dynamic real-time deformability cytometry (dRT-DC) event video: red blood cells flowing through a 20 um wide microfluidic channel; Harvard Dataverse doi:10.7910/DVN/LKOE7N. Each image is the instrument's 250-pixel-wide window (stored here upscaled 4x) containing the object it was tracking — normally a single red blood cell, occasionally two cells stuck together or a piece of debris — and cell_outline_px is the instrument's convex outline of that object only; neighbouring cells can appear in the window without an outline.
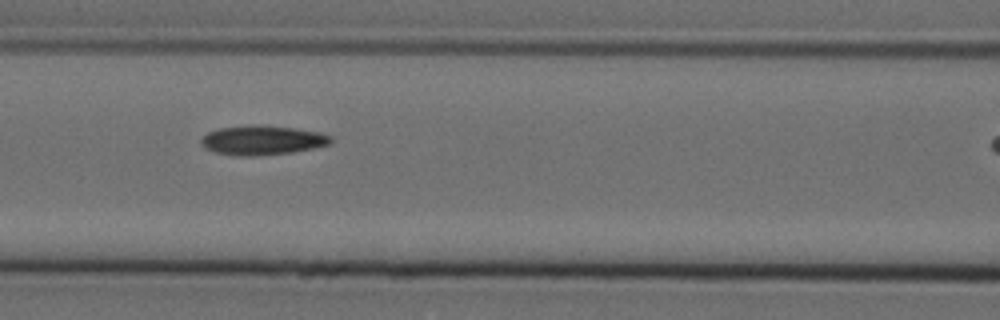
{"species": "Egyptian fruit bat (a non-hibernating species)", "species_latin": "Rousettus aegyptiacus", "temperature_condition": "cold", "stored_images_in_passage": 9, "camera_frame_rate_fps": 3000, "um_per_image_px": 0.085, "animal": {"sex": "female"}, "frame": {"image": 1, "passage_image": 6, "time_ms": 1.667, "image_size_px": [1000, 320], "cell_outline_px": [[332, 144], [292, 152], [256, 156], [236, 156], [216, 152], [204, 148], [200, 144], [200, 140], [208, 132], [220, 128], [252, 124], [292, 128], [320, 132], [332, 136]], "centroid_in_image_um": [22.29, 11.92], "position_along_channel_um": 144.3, "area_um2": 22.25}}
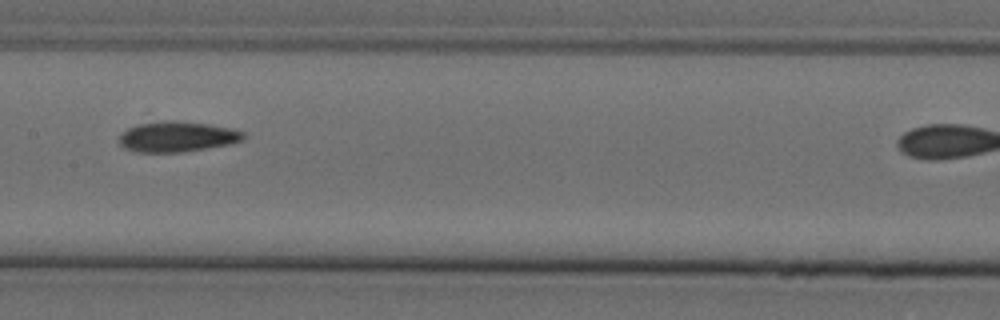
{"frame": {"image": 2, "passage_image": 7, "time_ms": 2.0, "image_size_px": [1000, 320], "cell_outline_px": [[244, 140], [228, 144], [184, 152], [136, 152], [124, 148], [120, 144], [120, 136], [128, 128], [136, 124], [164, 120], [176, 120], [208, 124], [232, 128], [244, 132]], "centroid_in_image_um": [15.06, 11.61], "position_along_channel_um": 192.3, "area_um2": 22.08}}
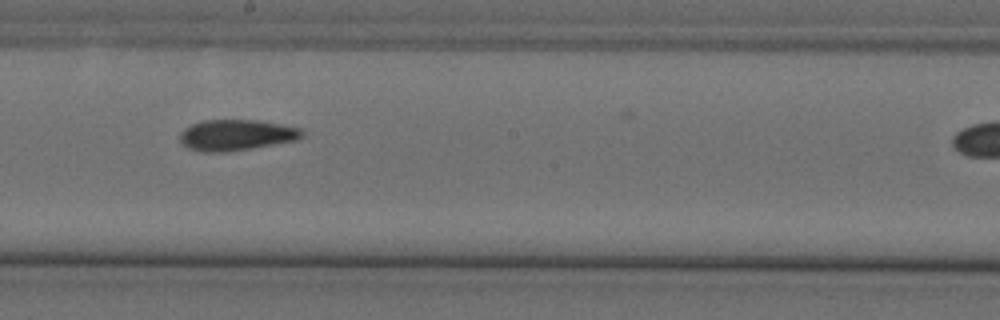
{"frame": {"image": 3, "passage_image": 8, "time_ms": 2.333, "image_size_px": [1000, 320], "cell_outline_px": [[304, 136], [296, 140], [252, 148], [224, 152], [200, 152], [188, 148], [180, 144], [180, 132], [184, 128], [192, 124], [204, 120], [256, 120], [280, 124], [300, 128], [304, 132]], "centroid_in_image_um": [20.05, 11.48], "position_along_channel_um": 228.2, "area_um2": 22.08}}